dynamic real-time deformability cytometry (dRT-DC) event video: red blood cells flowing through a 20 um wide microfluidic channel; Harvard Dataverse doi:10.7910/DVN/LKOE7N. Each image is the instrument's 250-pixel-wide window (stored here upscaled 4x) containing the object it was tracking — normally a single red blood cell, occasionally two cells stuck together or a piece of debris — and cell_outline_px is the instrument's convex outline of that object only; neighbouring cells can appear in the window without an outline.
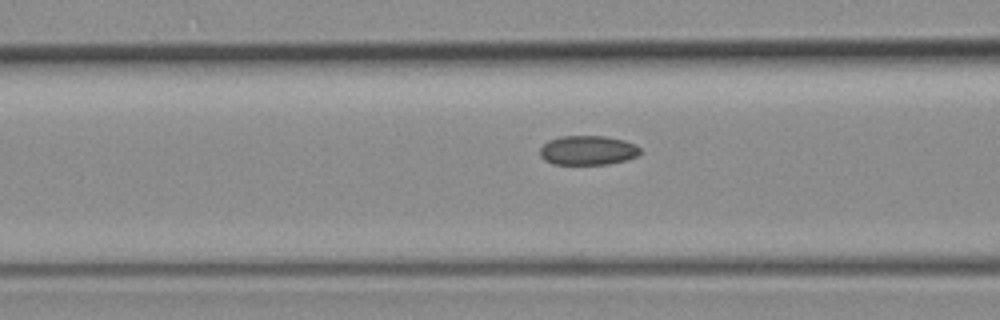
{"species": "common noctule bat (a hibernating species)", "species_latin": "Nyctalus noctula", "temperature_condition": "room temperature", "stored_images_in_passage": 18, "camera_frame_rate_fps": 3000, "um_per_image_px": 0.085, "animal": {"sex": "female", "body_mass_g": 19.3, "forearm_length_mm": 54.1}, "frame": {"image": 1, "passage_image": 16, "time_ms": 5.0, "image_size_px": [1000, 320], "cell_outline_px": [[644, 152], [628, 160], [608, 164], [552, 164], [544, 160], [540, 156], [540, 148], [548, 140], [560, 136], [604, 136], [624, 140], [640, 148]], "centroid_in_image_um": [49.96, 12.78], "position_along_channel_um": 116.6, "area_um2": 17.28}}